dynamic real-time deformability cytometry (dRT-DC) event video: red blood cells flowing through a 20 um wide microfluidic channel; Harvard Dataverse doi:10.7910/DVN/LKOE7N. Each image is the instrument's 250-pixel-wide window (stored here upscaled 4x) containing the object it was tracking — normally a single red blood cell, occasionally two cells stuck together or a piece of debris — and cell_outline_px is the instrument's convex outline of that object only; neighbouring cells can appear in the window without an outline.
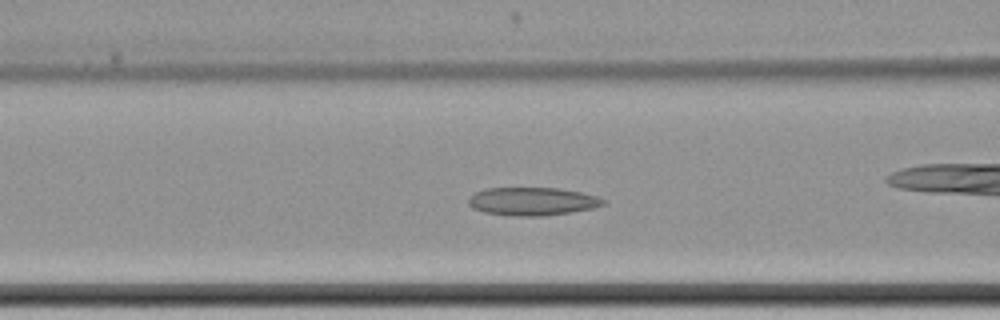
{"species": "common noctule bat (a hibernating species)", "species_latin": "Nyctalus noctula", "temperature_condition": "cold", "stored_images_in_passage": 63, "camera_frame_rate_fps": 3000, "um_per_image_px": 0.085, "animal": {"sex": "female", "body_mass_g": 22.7, "forearm_length_mm": 54.2}, "frame": {"image": 1, "passage_image": 27, "time_ms": 8.667, "image_size_px": [1000, 320], "cell_outline_px": [[608, 204], [596, 208], [572, 212], [540, 216], [512, 216], [484, 212], [472, 208], [468, 204], [468, 196], [476, 192], [488, 188], [560, 188], [580, 192], [596, 196], [608, 200]], "centroid_in_image_um": [45.29, 17.12], "position_along_channel_um": 121.3, "area_um2": 22.37}}
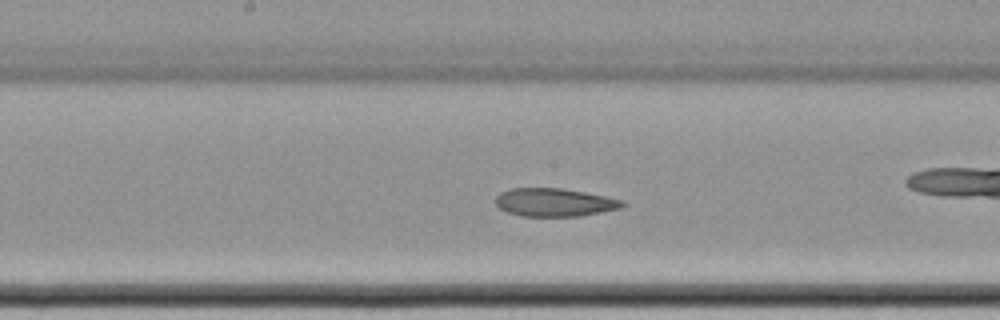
{"frame": {"image": 2, "passage_image": 34, "time_ms": 11.0, "image_size_px": [1000, 320], "cell_outline_px": [[624, 204], [620, 208], [580, 216], [520, 216], [508, 212], [500, 208], [496, 204], [496, 196], [500, 192], [512, 188], [564, 188], [624, 200]], "centroid_in_image_um": [47.11, 17.19], "position_along_channel_um": 201.1, "area_um2": 20.69}}
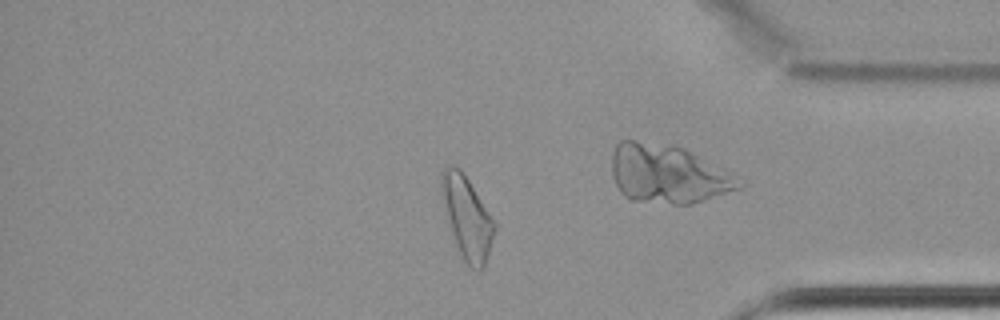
{"frame": {"image": 3, "passage_image": 53, "time_ms": 17.333, "image_size_px": [1000, 320], "cell_outline_px": [[496, 228], [484, 264], [480, 272], [472, 268], [460, 256], [452, 236], [440, 192], [440, 172], [444, 168], [460, 168], [468, 180], [496, 224]], "centroid_in_image_um": [39.66, 18.5], "position_along_channel_um": 395.5, "area_um2": 24.91}, "authors_computed_cell_mechanics": {"area_um2": 24.3916, "velocity_mm_per_s": 3.423, "shape_relaxation_time_tau1_ms": null, "shape_relaxation_time_tau2_ms": 9.7699, "deformation_change_tau1": null, "deformation_change_tau2": 0.1485}}